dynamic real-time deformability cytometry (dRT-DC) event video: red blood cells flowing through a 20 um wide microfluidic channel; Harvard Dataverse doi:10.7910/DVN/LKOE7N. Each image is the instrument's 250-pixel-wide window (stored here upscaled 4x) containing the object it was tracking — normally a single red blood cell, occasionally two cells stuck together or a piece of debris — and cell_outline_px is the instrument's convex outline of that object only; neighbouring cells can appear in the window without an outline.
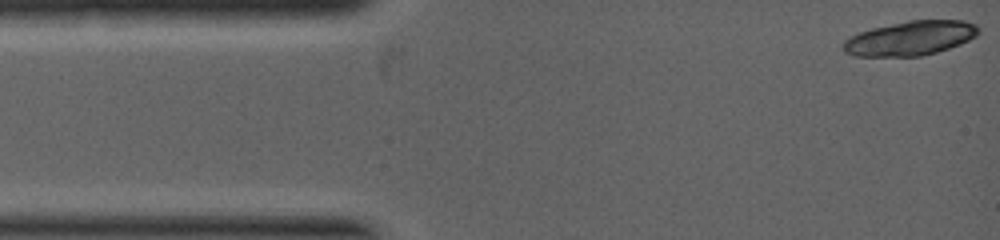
{"species": "common noctule bat (a hibernating species)", "species_latin": "Nyctalus noctula", "temperature_condition": "warm", "stored_images_in_passage": 7, "camera_frame_rate_fps": 5000, "um_per_image_px": 0.085, "animal": {"sex": "female", "body_mass_g": 19.0, "forearm_length_mm": 53.3}, "frame": {"image": 1, "passage_image": 1, "time_ms": 0.0, "image_size_px": [1000, 240], "cell_outline_px": [[980, 32], [976, 36], [960, 44], [936, 52], [920, 56], [852, 56], [844, 52], [844, 40], [860, 32], [872, 28], [908, 20], [964, 20], [976, 24], [980, 28]], "centroid_in_image_um": [77.4, 3.24], "position_along_channel_um": 7.6, "area_um2": 27.05}}